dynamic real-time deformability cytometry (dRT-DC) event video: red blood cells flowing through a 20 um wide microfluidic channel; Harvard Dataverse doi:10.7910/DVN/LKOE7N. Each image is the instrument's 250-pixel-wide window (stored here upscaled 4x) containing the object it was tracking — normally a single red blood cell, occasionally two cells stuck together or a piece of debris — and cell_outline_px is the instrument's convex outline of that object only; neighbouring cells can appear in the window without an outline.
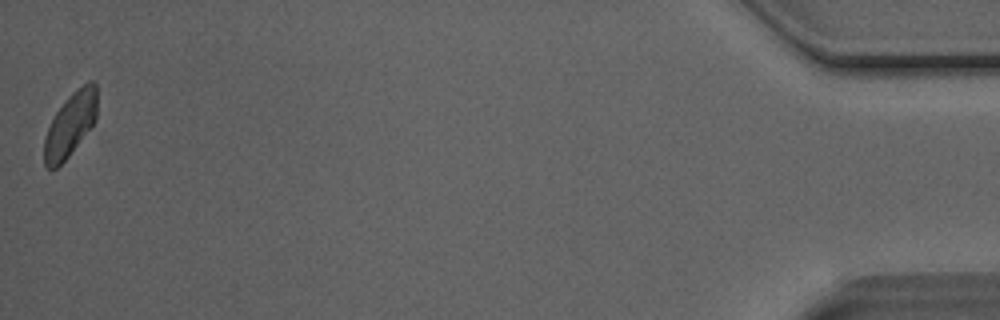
{"species": "Egyptian fruit bat (a non-hibernating species)", "species_latin": "Rousettus aegyptiacus", "temperature_condition": "room temperature", "stored_images_in_passage": 24, "camera_frame_rate_fps": 3000, "um_per_image_px": 0.085, "animal": {"sex": "male"}, "frame": {"image": 1, "passage_image": 24, "time_ms": 7.667, "image_size_px": [1000, 320], "cell_outline_px": [[96, 120], [92, 128], [68, 156], [56, 168], [48, 168], [44, 164], [44, 140], [48, 128], [56, 112], [64, 100], [72, 92], [88, 80], [92, 80], [96, 84]], "centroid_in_image_um": [5.99, 10.56], "position_along_channel_um": 429.2, "area_um2": 19.65}}